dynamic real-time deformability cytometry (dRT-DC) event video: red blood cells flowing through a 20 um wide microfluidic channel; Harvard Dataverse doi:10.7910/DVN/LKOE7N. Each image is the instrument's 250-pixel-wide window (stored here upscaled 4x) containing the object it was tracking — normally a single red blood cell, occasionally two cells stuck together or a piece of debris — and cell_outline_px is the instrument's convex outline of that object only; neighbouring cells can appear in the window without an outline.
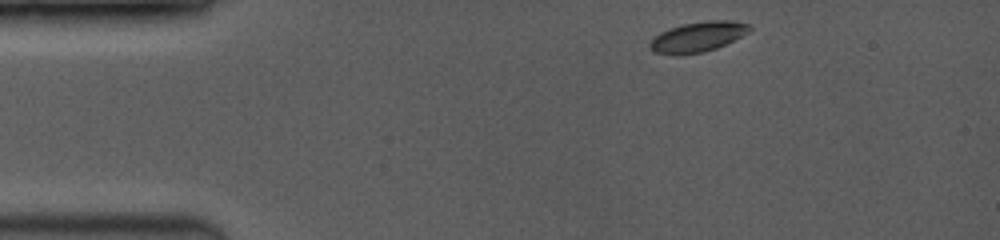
{"species": "common noctule bat (a hibernating species)", "species_latin": "Nyctalus noctula", "temperature_condition": "room temperature", "stored_images_in_passage": 3, "camera_frame_rate_fps": 3500, "um_per_image_px": 0.085, "animal": {"sex": "female", "body_mass_g": 19.0, "forearm_length_mm": 53.3}, "frame": {"image": 1, "passage_image": 1, "time_ms": 0.0, "image_size_px": [1000, 240], "cell_outline_px": [[752, 28], [748, 32], [716, 48], [704, 52], [676, 56], [672, 56], [652, 52], [648, 48], [648, 44], [660, 32], [684, 24], [712, 20], [728, 20], [748, 24]], "centroid_in_image_um": [59.25, 3.16], "position_along_channel_um": 25.8, "area_um2": 17.4}}